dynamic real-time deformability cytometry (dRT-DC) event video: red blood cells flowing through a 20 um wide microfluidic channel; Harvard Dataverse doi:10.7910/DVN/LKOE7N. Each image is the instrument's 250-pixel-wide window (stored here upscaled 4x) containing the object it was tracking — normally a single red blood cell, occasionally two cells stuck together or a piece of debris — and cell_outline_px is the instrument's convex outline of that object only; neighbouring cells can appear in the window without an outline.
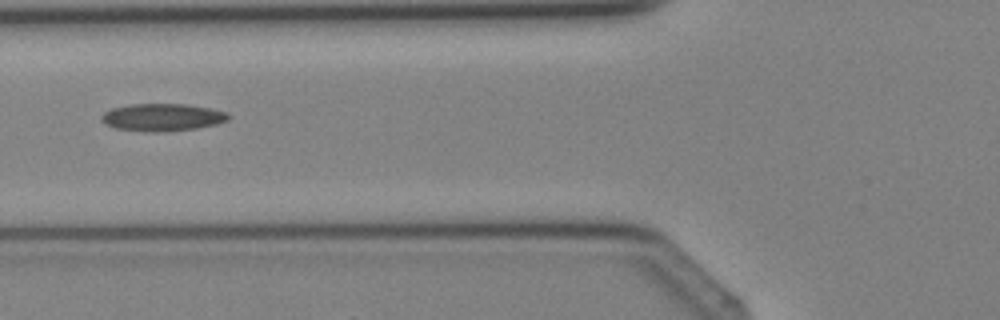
{"species": "Egyptian fruit bat (a non-hibernating species)", "species_latin": "Rousettus aegyptiacus", "temperature_condition": "cold", "stored_images_in_passage": 3, "camera_frame_rate_fps": 3000, "um_per_image_px": 0.085, "animal": {"sex": "female"}, "frame": {"image": 1, "passage_image": 3, "time_ms": 2.333, "image_size_px": [1000, 320], "cell_outline_px": [[228, 120], [216, 124], [196, 128], [156, 132], [116, 128], [104, 124], [100, 116], [104, 112], [112, 108], [128, 104], [188, 104], [212, 108], [228, 112]], "centroid_in_image_um": [13.8, 9.95], "position_along_channel_um": 112.0, "area_um2": 20.23}}